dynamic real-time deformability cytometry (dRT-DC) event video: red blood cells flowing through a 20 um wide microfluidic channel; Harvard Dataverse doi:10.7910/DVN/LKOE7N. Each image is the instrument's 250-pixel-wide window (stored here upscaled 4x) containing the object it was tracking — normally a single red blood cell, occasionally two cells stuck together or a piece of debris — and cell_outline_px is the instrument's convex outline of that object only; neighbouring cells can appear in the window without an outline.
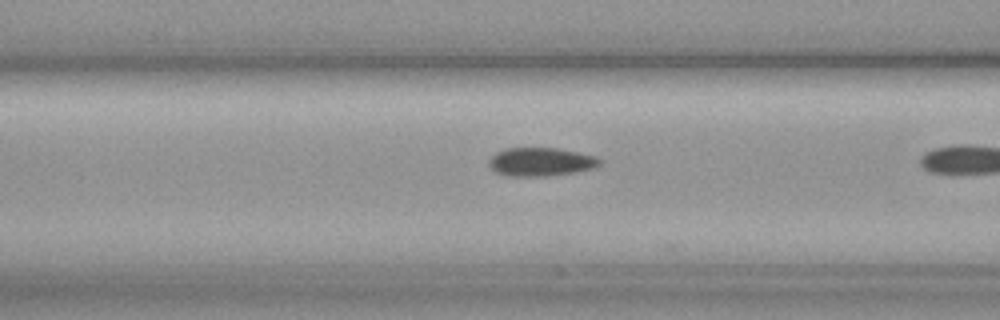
{"species": "common noctule bat (a hibernating species)", "species_latin": "Nyctalus noctula", "temperature_condition": "cold", "stored_images_in_passage": 15, "camera_frame_rate_fps": 3000, "um_per_image_px": 0.085, "animal": {"sex": "female", "body_mass_g": 19.3, "forearm_length_mm": 54.1}, "frame": {"image": 1, "passage_image": 11, "time_ms": 3.333, "image_size_px": [1000, 320], "cell_outline_px": [[604, 160], [600, 164], [592, 168], [576, 172], [544, 176], [508, 176], [496, 172], [488, 164], [488, 160], [496, 152], [504, 148], [556, 148], [596, 156]], "centroid_in_image_um": [45.96, 13.75], "position_along_channel_um": 120.6, "area_um2": 18.38}}